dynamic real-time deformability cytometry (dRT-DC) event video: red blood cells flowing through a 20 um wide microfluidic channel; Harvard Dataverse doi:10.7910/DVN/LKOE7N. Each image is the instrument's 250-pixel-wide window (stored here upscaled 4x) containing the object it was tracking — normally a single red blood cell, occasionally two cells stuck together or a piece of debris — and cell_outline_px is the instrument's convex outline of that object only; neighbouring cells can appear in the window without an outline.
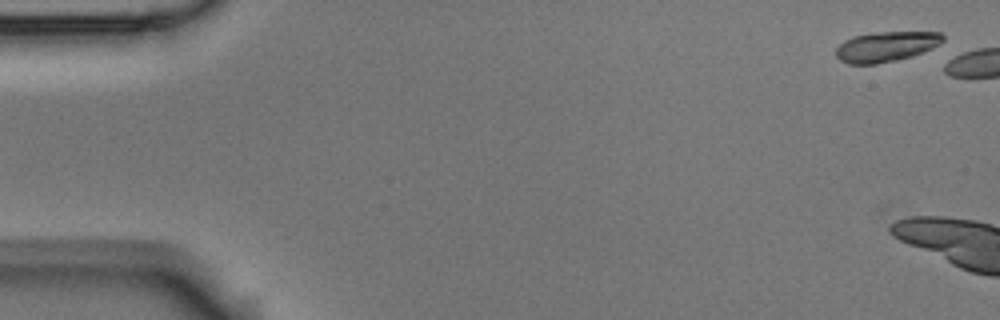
{"species": "Egyptian fruit bat (a non-hibernating species)", "species_latin": "Rousettus aegyptiacus", "temperature_condition": "room temperature", "stored_images_in_passage": 6, "camera_frame_rate_fps": 3000, "um_per_image_px": 0.085, "animal": {"sex": "male"}, "frame": {"image": 1, "passage_image": 1, "time_ms": 0.0, "image_size_px": [1000, 320], "cell_outline_px": [[944, 40], [940, 44], [932, 48], [912, 56], [896, 60], [876, 64], [848, 64], [840, 60], [836, 56], [836, 48], [844, 40], [852, 36], [880, 32], [940, 32], [944, 36]], "centroid_in_image_um": [75.31, 3.96], "position_along_channel_um": 9.7, "area_um2": 18.79}}